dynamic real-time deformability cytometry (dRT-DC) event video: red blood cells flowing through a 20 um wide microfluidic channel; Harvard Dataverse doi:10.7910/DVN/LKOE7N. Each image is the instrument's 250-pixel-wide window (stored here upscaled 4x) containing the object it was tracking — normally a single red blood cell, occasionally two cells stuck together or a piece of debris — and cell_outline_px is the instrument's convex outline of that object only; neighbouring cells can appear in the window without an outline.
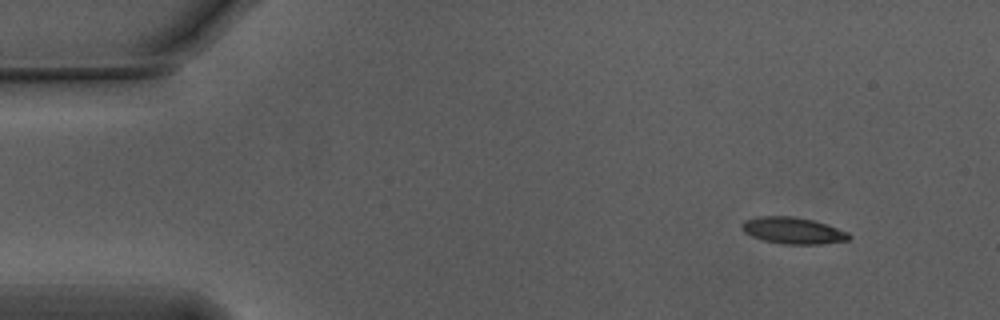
{"species": "Egyptian fruit bat (a non-hibernating species)", "species_latin": "Rousettus aegyptiacus", "temperature_condition": "warm", "stored_images_in_passage": 11, "camera_frame_rate_fps": 3000, "um_per_image_px": 0.085, "animal": {"sex": "male"}, "frame": {"image": 1, "passage_image": 1, "time_ms": 0.0, "image_size_px": [1000, 320], "cell_outline_px": [[852, 236], [848, 240], [820, 244], [784, 244], [764, 240], [752, 236], [744, 232], [740, 228], [740, 224], [744, 220], [756, 216], [792, 216], [812, 220], [848, 232]], "centroid_in_image_um": [67.35, 19.59], "position_along_channel_um": 17.7, "area_um2": 16.53}}
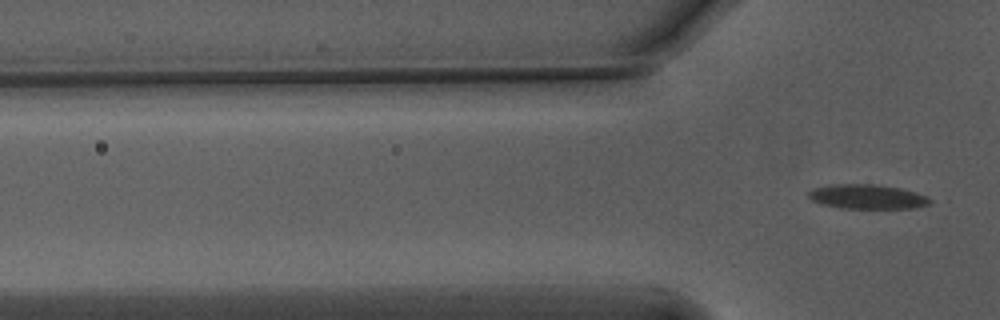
{"frame": {"image": 2, "passage_image": 11, "time_ms": 3.333, "image_size_px": [1000, 320], "cell_outline_px": [[932, 200], [928, 204], [912, 208], [840, 208], [824, 204], [812, 200], [808, 196], [808, 192], [812, 188], [836, 184], [876, 184], [900, 188], [916, 192], [928, 196]], "centroid_in_image_um": [73.73, 16.71], "position_along_channel_um": 52.1, "area_um2": 17.22}}